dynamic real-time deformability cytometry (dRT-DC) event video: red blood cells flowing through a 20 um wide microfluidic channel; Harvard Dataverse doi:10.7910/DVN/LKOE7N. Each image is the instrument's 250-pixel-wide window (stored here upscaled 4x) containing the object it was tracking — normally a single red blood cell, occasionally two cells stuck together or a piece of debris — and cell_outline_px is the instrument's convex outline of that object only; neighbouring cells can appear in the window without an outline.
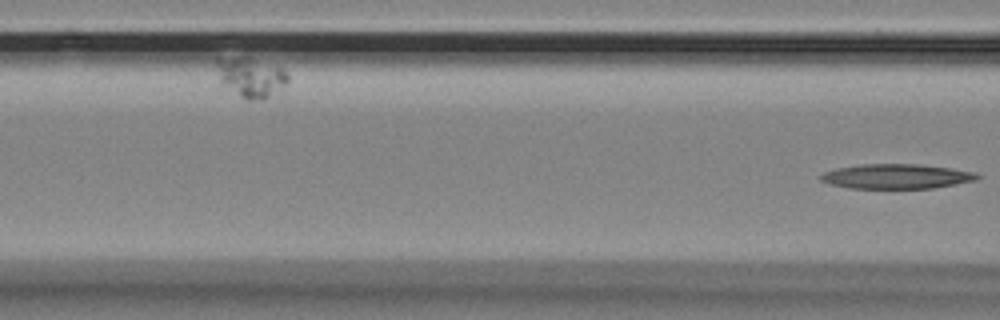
{"species": "Egyptian fruit bat (a non-hibernating species)", "species_latin": "Rousettus aegyptiacus", "temperature_condition": "room temperature", "stored_images_in_passage": 13, "segment_of_instrument_passage": [2, 2], "camera_frame_rate_fps": 3000, "um_per_image_px": 0.085, "animal": {"sex": "female"}, "frame": {"image": 1, "passage_image": 13, "time_ms": 4.0, "image_size_px": [1000, 320], "cell_outline_px": [[980, 176], [976, 180], [956, 184], [932, 188], [848, 188], [832, 184], [820, 180], [816, 176], [824, 172], [836, 168], [860, 164], [920, 164], [952, 168], [972, 172]], "centroid_in_image_um": [76.15, 14.98], "position_along_channel_um": 90.4, "area_um2": 22.54}}